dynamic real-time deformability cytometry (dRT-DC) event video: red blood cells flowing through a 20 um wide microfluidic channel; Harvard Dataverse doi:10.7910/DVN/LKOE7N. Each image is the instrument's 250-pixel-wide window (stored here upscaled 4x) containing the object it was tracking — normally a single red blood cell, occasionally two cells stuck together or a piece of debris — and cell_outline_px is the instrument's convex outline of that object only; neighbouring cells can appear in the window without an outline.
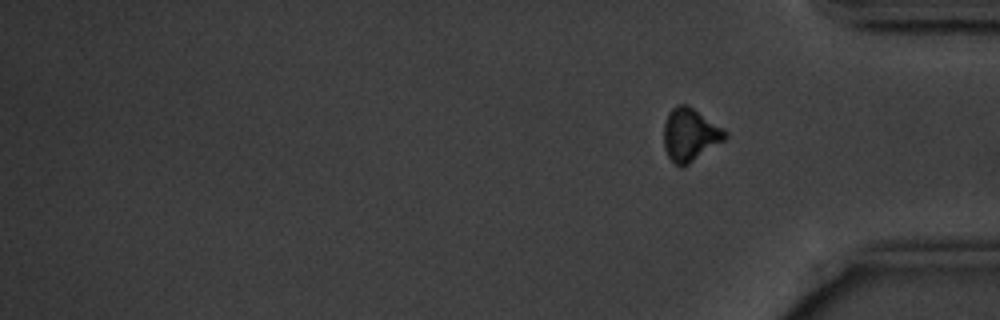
{"species": "common noctule bat (a hibernating species)", "species_latin": "Nyctalus noctula", "temperature_condition": "cold", "stored_images_in_passage": 14, "segment_of_instrument_passage": [2, 2], "camera_frame_rate_fps": 3000, "um_per_image_px": 0.085, "animal": {"sex": "male", "body_mass_g": 20.1, "forearm_length_mm": 53.5}, "frame": {"image": 1, "passage_image": 14, "time_ms": 15.667, "image_size_px": [1000, 320], "cell_outline_px": [[728, 136], [724, 140], [688, 164], [680, 168], [668, 156], [664, 148], [664, 124], [668, 112], [676, 104], [688, 104], [724, 128], [728, 132]], "centroid_in_image_um": [58.65, 11.42], "position_along_channel_um": 376.5, "area_um2": 18.96}}